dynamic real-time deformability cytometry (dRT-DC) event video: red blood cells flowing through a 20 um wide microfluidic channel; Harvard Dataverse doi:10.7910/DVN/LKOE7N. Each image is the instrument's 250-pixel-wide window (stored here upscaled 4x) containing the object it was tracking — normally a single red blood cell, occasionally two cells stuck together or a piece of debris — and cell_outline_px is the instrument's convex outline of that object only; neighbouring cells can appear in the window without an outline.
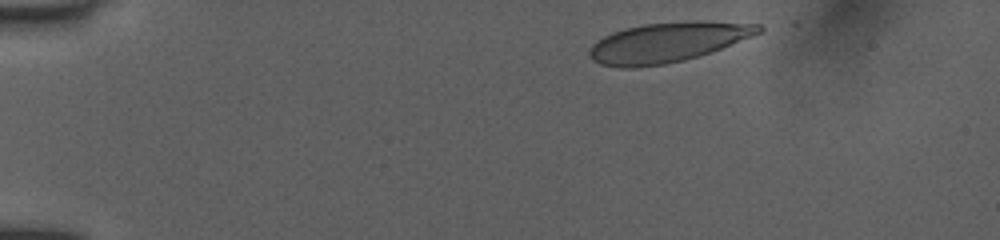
{"species": "human", "species_latin": "Homo sapiens", "temperature_condition": "room temperature", "stored_images_in_passage": 9, "camera_frame_rate_fps": 3000, "um_per_image_px": 0.085, "donor": {"sex": "female"}, "frame": {"image": 1, "passage_image": 2, "time_ms": 0.333, "image_size_px": [1000, 240], "cell_outline_px": [[764, 28], [760, 32], [752, 36], [720, 48], [684, 60], [664, 64], [636, 68], [620, 68], [600, 64], [592, 60], [588, 56], [588, 52], [592, 44], [596, 40], [612, 32], [624, 28], [644, 24], [692, 20], [700, 20], [760, 24]], "centroid_in_image_um": [56.69, 3.59], "position_along_channel_um": 28.3, "area_um2": 39.36}}
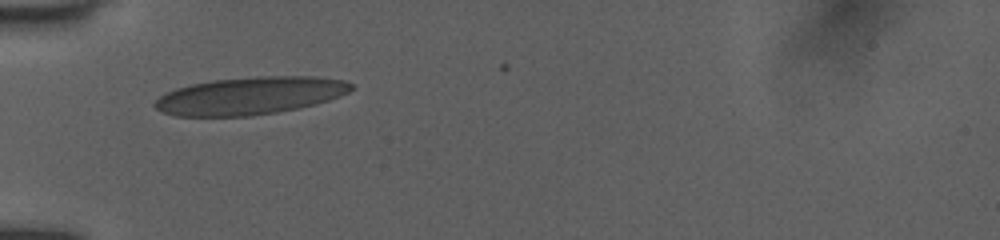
{"frame": {"image": 2, "passage_image": 7, "time_ms": 3.333, "image_size_px": [1000, 240], "cell_outline_px": [[352, 88], [348, 92], [340, 96], [316, 104], [276, 112], [248, 116], [176, 116], [164, 112], [156, 108], [152, 104], [160, 96], [176, 88], [192, 84], [212, 80], [256, 76], [316, 76], [344, 80], [352, 84]], "centroid_in_image_um": [21.26, 8.13], "position_along_channel_um": 63.7, "area_um2": 42.83}}
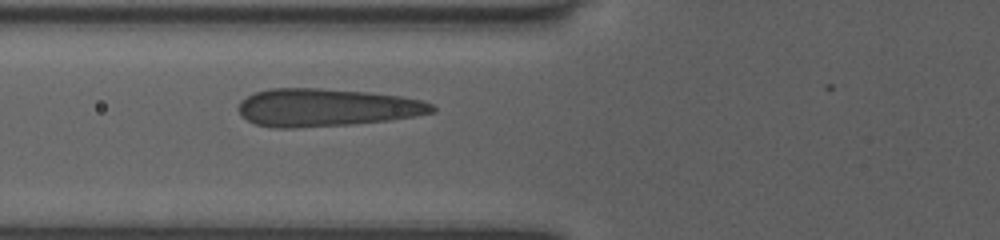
{"frame": {"image": 3, "passage_image": 9, "time_ms": 4.333, "image_size_px": [1000, 240], "cell_outline_px": [[436, 108], [432, 112], [412, 116], [388, 120], [348, 124], [292, 128], [272, 128], [256, 124], [248, 120], [240, 112], [240, 100], [256, 92], [268, 88], [320, 88], [368, 92], [400, 96], [420, 100], [432, 104]], "centroid_in_image_um": [27.71, 9.13], "position_along_channel_um": 98.1, "area_um2": 42.19}}